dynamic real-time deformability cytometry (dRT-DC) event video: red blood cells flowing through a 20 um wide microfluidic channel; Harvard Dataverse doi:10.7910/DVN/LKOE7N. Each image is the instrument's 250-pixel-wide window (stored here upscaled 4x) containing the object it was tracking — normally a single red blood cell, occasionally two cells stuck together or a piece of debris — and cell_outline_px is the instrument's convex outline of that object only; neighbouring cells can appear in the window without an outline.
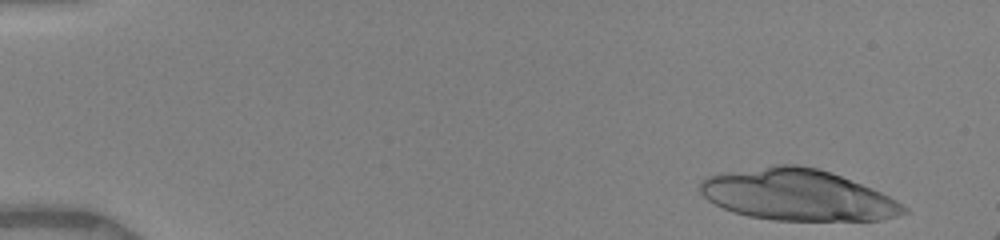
{"species": "human", "species_latin": "Homo sapiens", "temperature_condition": "warm", "stored_images_in_passage": 30, "camera_frame_rate_fps": 3000, "um_per_image_px": 0.085, "donor": {"sex": "female"}, "frame": {"image": 1, "passage_image": 1, "time_ms": 0.0, "image_size_px": [1000, 240], "cell_outline_px": [[908, 212], [896, 216], [880, 220], [772, 220], [748, 216], [732, 212], [708, 200], [700, 192], [700, 180], [708, 176], [724, 172], [772, 164], [796, 164], [820, 168], [832, 172], [872, 188], [896, 200], [908, 208]], "centroid_in_image_um": [67.78, 16.55], "position_along_channel_um": 17.2, "area_um2": 61.04}, "authors_computed_cell_mechanics": {"area_um2": 34.8534, "velocity_mm_per_s": 3.9699, "shape_relaxation_time_tau1_ms": 5.0321, "shape_relaxation_time_tau2_ms": 0.7426, "deformation_change_tau1": 0.1907, "deformation_change_tau2": 0.0619}}